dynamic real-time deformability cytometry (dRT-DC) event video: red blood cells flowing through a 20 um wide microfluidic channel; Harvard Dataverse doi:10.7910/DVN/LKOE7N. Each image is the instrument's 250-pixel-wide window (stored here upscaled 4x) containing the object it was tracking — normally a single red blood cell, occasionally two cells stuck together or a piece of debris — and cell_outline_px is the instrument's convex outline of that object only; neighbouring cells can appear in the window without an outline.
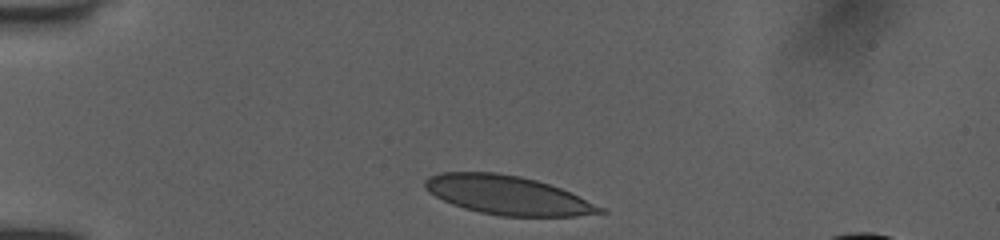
{"species": "human", "species_latin": "Homo sapiens", "temperature_condition": "room temperature", "stored_images_in_passage": 25, "camera_frame_rate_fps": 3000, "um_per_image_px": 0.085, "donor": {"sex": "female"}, "frame": {"image": 1, "passage_image": 1, "time_ms": 0.0, "image_size_px": [1000, 240], "cell_outline_px": [[608, 212], [576, 216], [500, 216], [480, 212], [464, 208], [452, 204], [428, 192], [424, 188], [424, 180], [428, 176], [440, 172], [496, 172], [520, 176], [536, 180], [560, 188], [604, 208]], "centroid_in_image_um": [43.1, 16.58], "position_along_channel_um": 41.9, "area_um2": 39.48}}
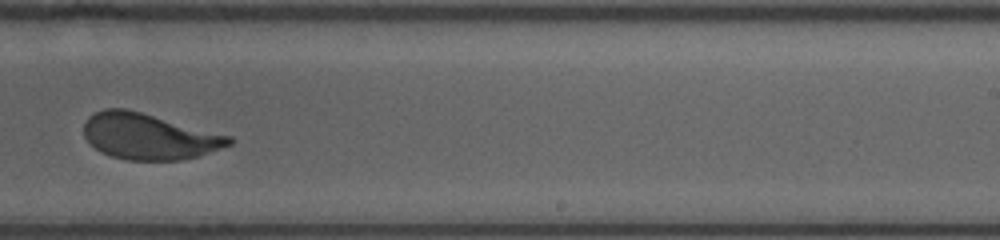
{"frame": {"image": 2, "passage_image": 13, "time_ms": 7.0, "image_size_px": [1000, 240], "cell_outline_px": [[236, 140], [232, 144], [200, 156], [180, 160], [128, 160], [112, 156], [100, 152], [84, 136], [84, 124], [88, 116], [104, 108], [124, 108], [140, 112], [232, 136]], "centroid_in_image_um": [12.68, 11.6], "position_along_channel_um": 276.3, "area_um2": 38.84}}
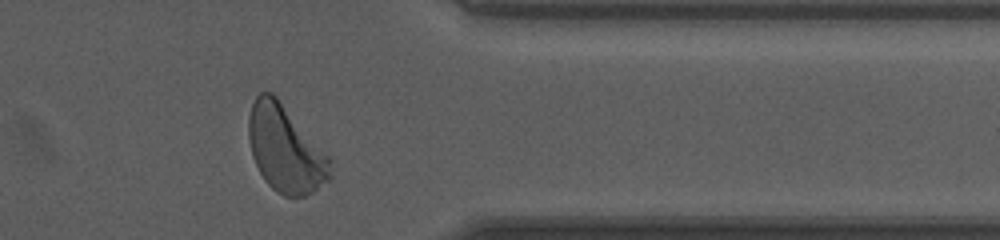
{"frame": {"image": 3, "passage_image": 24, "time_ms": 10.0, "image_size_px": [1000, 240], "cell_outline_px": [[332, 180], [312, 192], [304, 196], [284, 196], [276, 192], [264, 180], [252, 156], [248, 136], [248, 116], [252, 104], [256, 96], [260, 92], [272, 92], [276, 96], [332, 156]], "centroid_in_image_um": [24.31, 12.67], "position_along_channel_um": 387.1, "area_um2": 42.08}, "authors_computed_cell_mechanics": {"area_um2": 39.7086, "velocity_mm_per_s": 3.9576, "shape_relaxation_time_tau1_ms": 4.0025, "shape_relaxation_time_tau2_ms": null, "deformation_change_tau1": 0.1451, "deformation_change_tau2": null}}